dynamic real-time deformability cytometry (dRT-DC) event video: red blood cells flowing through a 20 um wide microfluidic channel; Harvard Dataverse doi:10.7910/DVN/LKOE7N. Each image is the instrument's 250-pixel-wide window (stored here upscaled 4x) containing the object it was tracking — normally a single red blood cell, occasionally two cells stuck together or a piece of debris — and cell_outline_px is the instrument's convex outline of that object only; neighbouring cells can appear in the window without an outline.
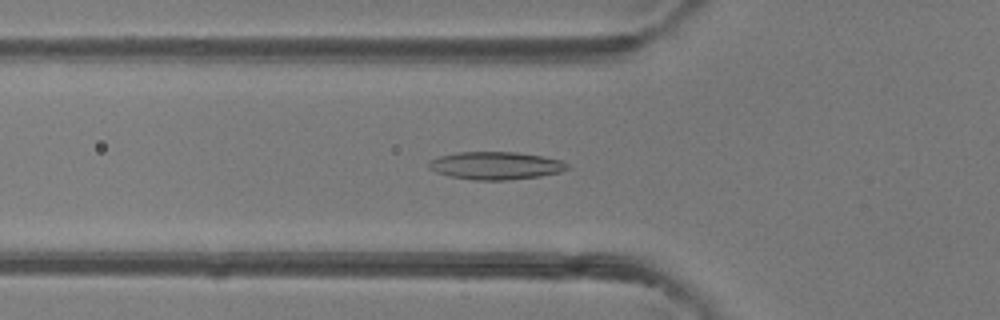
{"species": "common noctule bat (a hibernating species)", "species_latin": "Nyctalus noctula", "temperature_condition": "room temperature", "stored_images_in_passage": 48, "camera_frame_rate_fps": 3000, "um_per_image_px": 0.085, "animal": {"sex": "female"}, "frame": {"image": 1, "passage_image": 17, "time_ms": 5.333, "image_size_px": [1000, 320], "cell_outline_px": [[572, 168], [560, 172], [540, 176], [508, 180], [472, 180], [448, 176], [436, 172], [428, 168], [428, 164], [432, 160], [440, 156], [460, 152], [516, 152], [544, 156], [560, 160], [568, 164]], "centroid_in_image_um": [42.17, 14.08], "position_along_channel_um": 83.6, "area_um2": 22.48}}
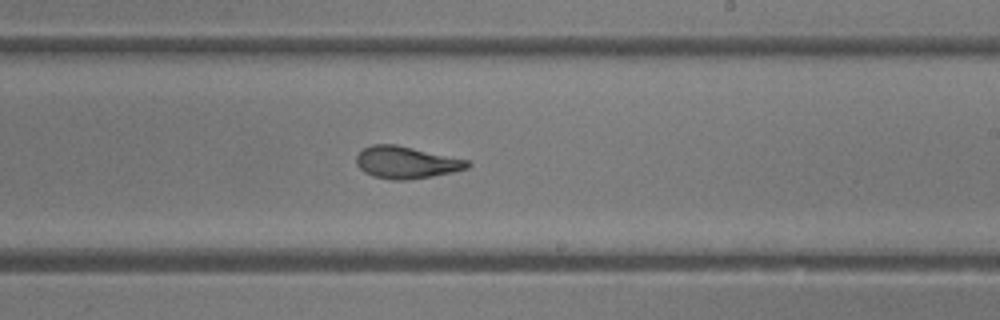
{"frame": {"image": 2, "passage_image": 29, "time_ms": 9.333, "image_size_px": [1000, 320], "cell_outline_px": [[472, 164], [468, 168], [452, 172], [432, 176], [408, 180], [392, 180], [372, 176], [364, 172], [356, 164], [356, 156], [364, 148], [372, 144], [396, 144], [468, 160]], "centroid_in_image_um": [34.52, 13.81], "position_along_channel_um": 254.5, "area_um2": 20.81}}
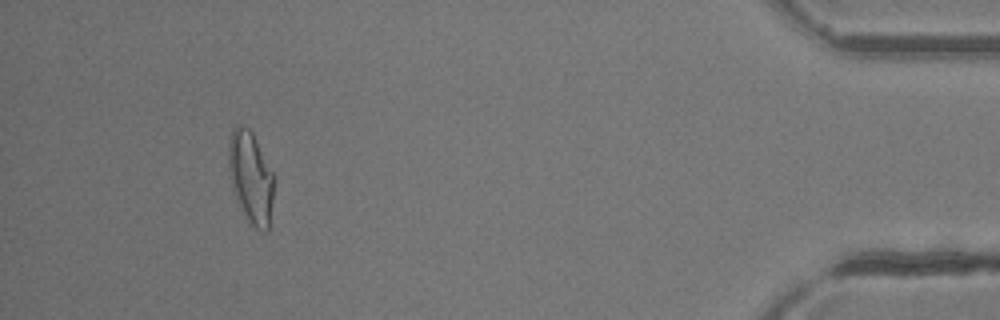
{"frame": {"image": 3, "passage_image": 45, "time_ms": 14.667, "image_size_px": [1000, 320], "cell_outline_px": [[276, 180], [268, 232], [264, 232], [256, 228], [244, 216], [232, 188], [228, 168], [228, 144], [232, 128], [236, 124], [240, 124], [248, 128], [252, 132], [276, 176]], "centroid_in_image_um": [21.34, 15.06], "position_along_channel_um": 413.9, "area_um2": 24.91}, "authors_computed_cell_mechanics": {"area_um2": 22.0218, "velocity_mm_per_s": 4.2429, "shape_relaxation_time_tau1_ms": 6.9399, "shape_relaxation_time_tau2_ms": 1.7211, "deformation_change_tau1": 0.245, "deformation_change_tau2": 0.0912}}